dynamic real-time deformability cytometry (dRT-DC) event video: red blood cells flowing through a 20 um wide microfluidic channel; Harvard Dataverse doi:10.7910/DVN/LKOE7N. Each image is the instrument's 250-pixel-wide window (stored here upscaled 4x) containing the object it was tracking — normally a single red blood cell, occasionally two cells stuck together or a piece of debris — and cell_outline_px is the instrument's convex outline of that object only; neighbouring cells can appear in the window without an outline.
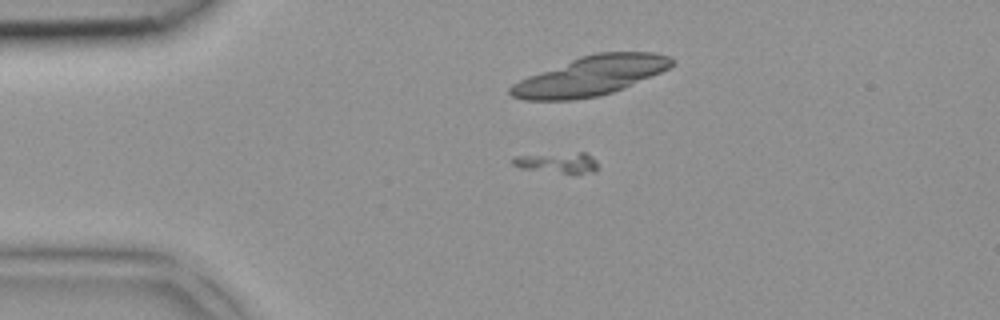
{"species": "common noctule bat (a hibernating species)", "species_latin": "Nyctalus noctula", "temperature_condition": "room temperature", "stored_images_in_passage": 5, "camera_frame_rate_fps": 3000, "um_per_image_px": 0.085, "animal": {"sex": "female", "body_mass_g": 18.4}, "frame": {"image": 1, "passage_image": 2, "time_ms": 0.333, "image_size_px": [1000, 320], "cell_outline_px": [[596, 172], [576, 176], [520, 168], [512, 164], [512, 156], [580, 152], [584, 152], [592, 156], [596, 160]], "centroid_in_image_um": [47.44, 13.87], "position_along_channel_um": 37.6, "area_um2": 10.81}}